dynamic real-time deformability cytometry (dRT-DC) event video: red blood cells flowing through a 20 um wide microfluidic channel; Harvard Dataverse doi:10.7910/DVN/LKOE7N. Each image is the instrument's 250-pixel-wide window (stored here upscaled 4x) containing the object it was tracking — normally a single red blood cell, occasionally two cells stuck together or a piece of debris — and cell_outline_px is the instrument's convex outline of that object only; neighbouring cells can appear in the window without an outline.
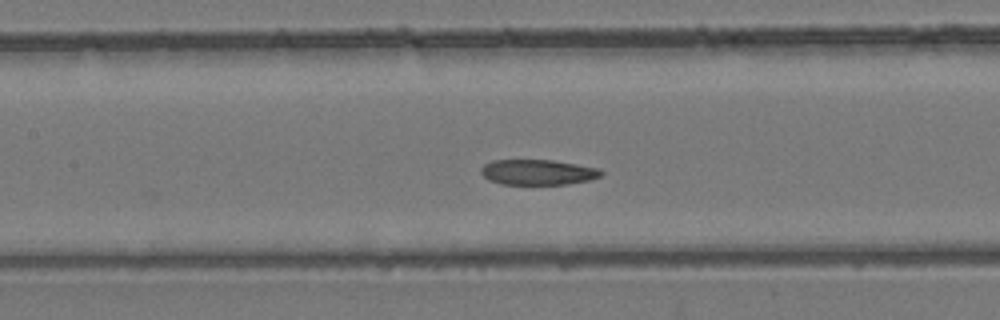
{"species": "common noctule bat (a hibernating species)", "species_latin": "Nyctalus noctula", "temperature_condition": "room temperature", "stored_images_in_passage": 33, "camera_frame_rate_fps": 3000, "um_per_image_px": 0.085, "animal": {"sex": "female", "body_mass_g": 24.6, "forearm_length_mm": 56.2}, "frame": {"image": 1, "passage_image": 9, "time_ms": 2.667, "image_size_px": [1000, 320], "cell_outline_px": [[604, 172], [600, 176], [588, 180], [564, 184], [500, 184], [488, 180], [480, 172], [480, 168], [484, 164], [492, 160], [552, 160], [600, 168]], "centroid_in_image_um": [45.68, 14.63], "position_along_channel_um": 161.7, "area_um2": 17.74}}
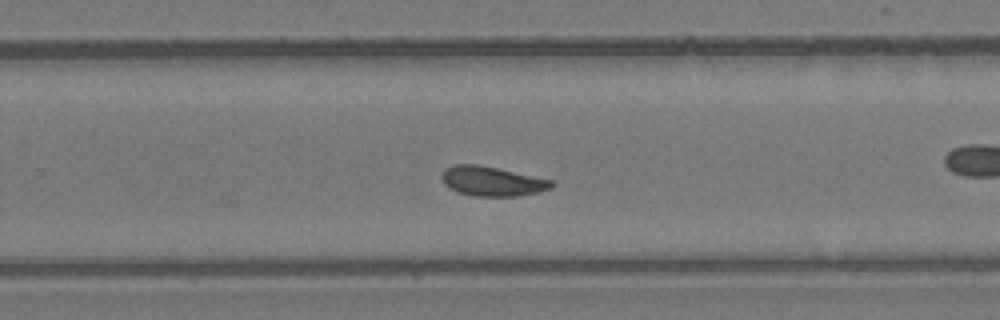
{"frame": {"image": 2, "passage_image": 17, "time_ms": 5.333, "image_size_px": [1000, 320], "cell_outline_px": [[556, 184], [552, 188], [540, 192], [516, 196], [472, 196], [456, 192], [448, 188], [444, 184], [440, 176], [444, 168], [452, 164], [476, 164], [496, 168], [552, 180]], "centroid_in_image_um": [41.78, 15.41], "position_along_channel_um": 288.0, "area_um2": 19.13}}
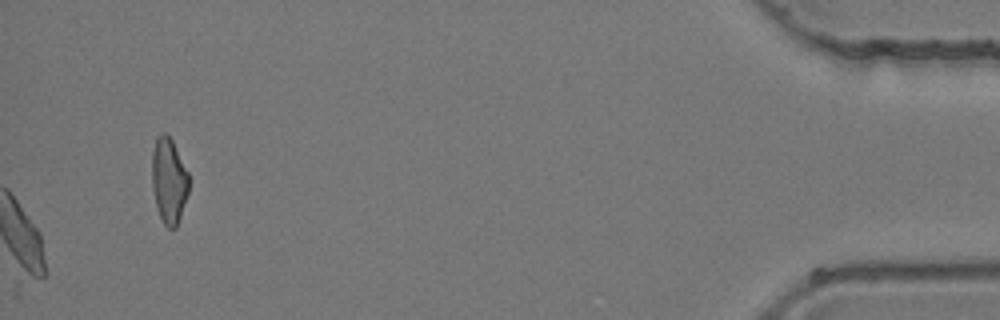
{"frame": {"image": 3, "passage_image": 33, "time_ms": 10.667, "image_size_px": [1000, 320], "cell_outline_px": [[188, 192], [176, 228], [168, 228], [164, 224], [156, 208], [152, 188], [152, 152], [156, 136], [160, 132], [164, 132], [172, 140], [188, 172]], "centroid_in_image_um": [14.33, 15.33], "position_along_channel_um": 420.9, "area_um2": 18.38}}